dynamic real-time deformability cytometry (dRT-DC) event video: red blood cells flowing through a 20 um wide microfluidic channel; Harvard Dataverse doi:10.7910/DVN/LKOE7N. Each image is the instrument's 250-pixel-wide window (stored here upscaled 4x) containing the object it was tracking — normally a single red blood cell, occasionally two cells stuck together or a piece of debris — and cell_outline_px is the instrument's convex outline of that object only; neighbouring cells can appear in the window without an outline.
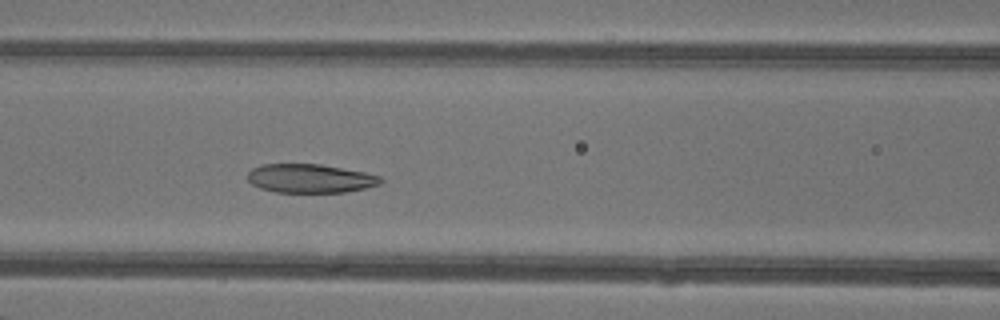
{"species": "common noctule bat (a hibernating species)", "species_latin": "Nyctalus noctula", "temperature_condition": "warm", "stored_images_in_passage": 44, "camera_frame_rate_fps": 3000, "um_per_image_px": 0.085, "animal": {"sex": "female"}, "frame": {"image": 1, "passage_image": 17, "time_ms": 5.333, "image_size_px": [1000, 320], "cell_outline_px": [[384, 180], [380, 184], [364, 188], [344, 192], [276, 192], [260, 188], [252, 184], [248, 180], [248, 172], [252, 168], [260, 164], [320, 164], [364, 172], [380, 176]], "centroid_in_image_um": [26.35, 15.16], "position_along_channel_um": 140.3, "area_um2": 22.25}}
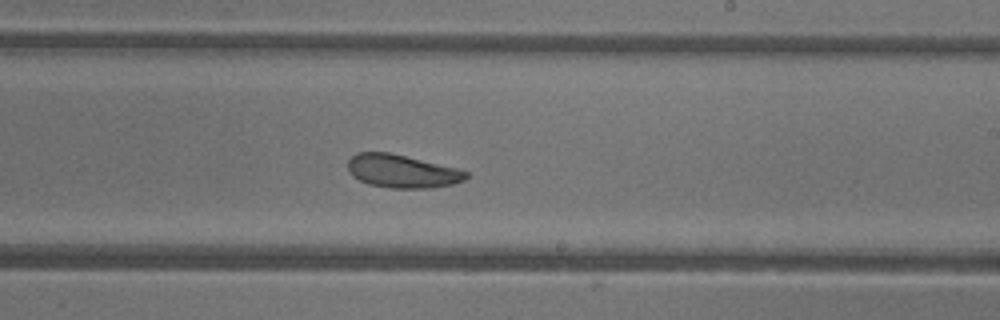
{"frame": {"image": 2, "passage_image": 25, "time_ms": 8.0, "image_size_px": [1000, 320], "cell_outline_px": [[468, 176], [464, 180], [452, 184], [432, 188], [392, 188], [368, 184], [352, 176], [348, 172], [348, 160], [356, 152], [388, 152], [456, 168], [468, 172]], "centroid_in_image_um": [34.14, 14.56], "position_along_channel_um": 254.9, "area_um2": 22.72}}
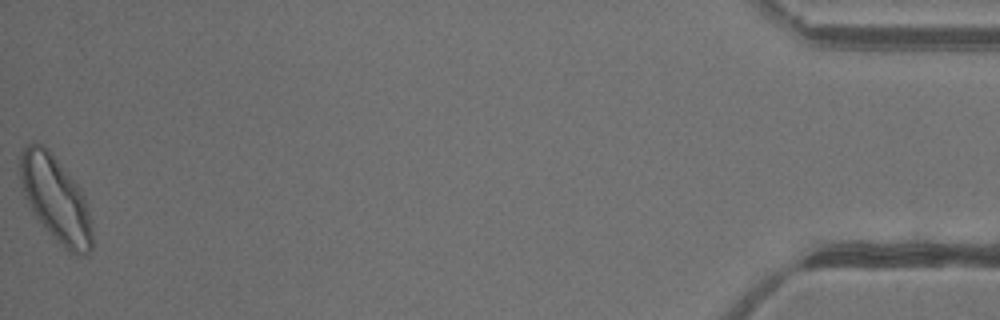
{"frame": {"image": 3, "passage_image": 44, "time_ms": 14.333, "image_size_px": [1000, 320], "cell_outline_px": [[92, 248], [84, 256], [80, 256], [68, 252], [36, 220], [24, 196], [20, 184], [20, 152], [32, 140], [48, 148], [80, 188], [84, 196], [92, 228]], "centroid_in_image_um": [4.7, 16.92], "position_along_channel_um": 430.5, "area_um2": 36.13}, "authors_computed_cell_mechanics": {"area_um2": 25.9522, "velocity_mm_per_s": 4.3006, "shape_relaxation_time_tau1_ms": 4.0802, "shape_relaxation_time_tau2_ms": 3.047, "deformation_change_tau1": 0.1172, "deformation_change_tau2": 0.0968}}